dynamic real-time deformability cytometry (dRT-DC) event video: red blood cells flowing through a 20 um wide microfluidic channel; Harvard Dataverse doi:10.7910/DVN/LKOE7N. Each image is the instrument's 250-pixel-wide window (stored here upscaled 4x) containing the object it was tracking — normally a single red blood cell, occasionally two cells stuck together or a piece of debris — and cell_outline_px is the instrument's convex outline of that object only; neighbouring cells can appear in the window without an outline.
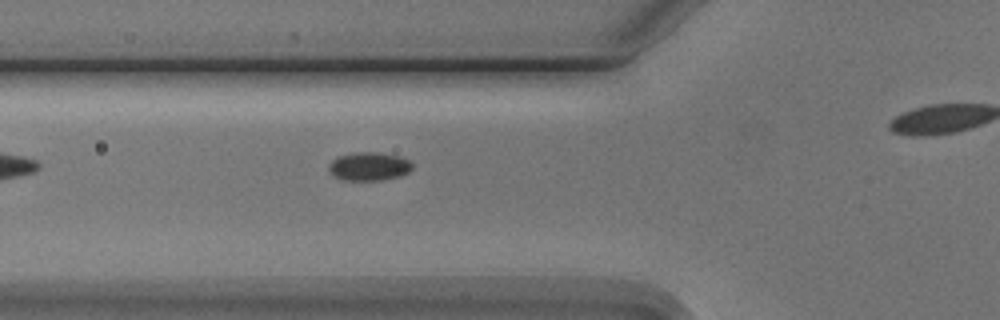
{"species": "Egyptian fruit bat (a non-hibernating species)", "species_latin": "Rousettus aegyptiacus", "temperature_condition": "cold", "stored_images_in_passage": 4, "segment_of_instrument_passage": [1, 2], "camera_frame_rate_fps": 3000, "um_per_image_px": 0.085, "animal": {"sex": "male"}, "frame": {"image": 1, "passage_image": 3, "time_ms": 2.667, "image_size_px": [1000, 320], "cell_outline_px": [[412, 168], [408, 172], [400, 176], [380, 180], [344, 180], [332, 176], [328, 172], [328, 164], [336, 156], [356, 152], [376, 152], [400, 156], [408, 160], [412, 164]], "centroid_in_image_um": [31.31, 14.14], "position_along_channel_um": 94.5, "area_um2": 13.99}}